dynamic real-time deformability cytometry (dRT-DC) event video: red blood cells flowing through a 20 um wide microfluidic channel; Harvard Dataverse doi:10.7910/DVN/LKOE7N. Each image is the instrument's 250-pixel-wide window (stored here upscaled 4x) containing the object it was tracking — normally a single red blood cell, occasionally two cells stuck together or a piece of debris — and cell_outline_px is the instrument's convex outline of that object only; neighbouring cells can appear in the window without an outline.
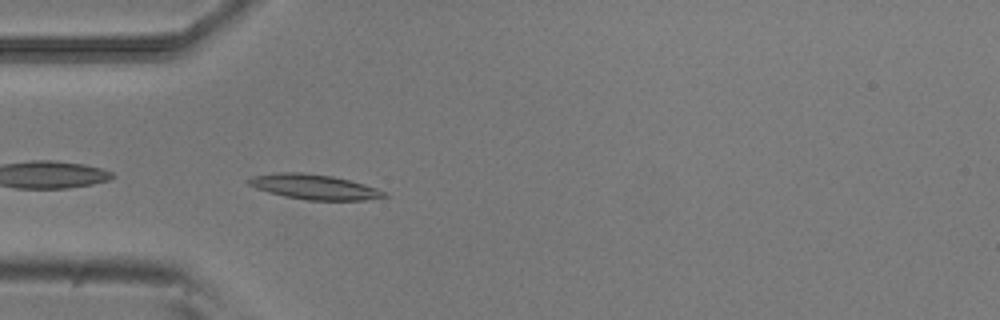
{"species": "common noctule bat (a hibernating species)", "species_latin": "Nyctalus noctula", "temperature_condition": "room temperature", "stored_images_in_passage": 35, "camera_frame_rate_fps": 3000, "um_per_image_px": 0.085, "animal": {"sex": "male", "body_mass_g": 20.5, "forearm_length_mm": 52.5}, "frame": {"image": 1, "passage_image": 2, "time_ms": 0.333, "image_size_px": [1000, 320], "cell_outline_px": [[388, 196], [364, 200], [304, 200], [284, 196], [268, 192], [256, 188], [248, 184], [244, 180], [252, 176], [280, 172], [300, 172], [332, 176], [364, 184], [376, 188], [384, 192]], "centroid_in_image_um": [26.65, 15.88], "position_along_channel_um": 58.4, "area_um2": 19.65}}
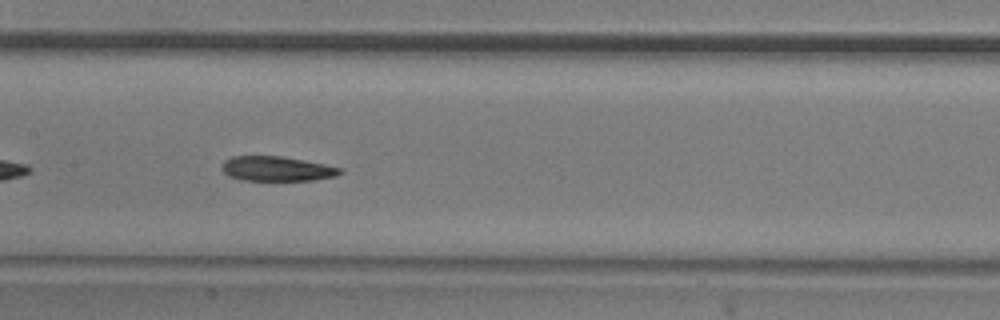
{"frame": {"image": 2, "passage_image": 12, "time_ms": 3.667, "image_size_px": [1000, 320], "cell_outline_px": [[344, 172], [336, 176], [312, 180], [240, 180], [228, 176], [220, 168], [224, 160], [232, 156], [280, 156], [304, 160], [344, 168]], "centroid_in_image_um": [23.53, 14.34], "position_along_channel_um": 183.9, "area_um2": 17.17}}
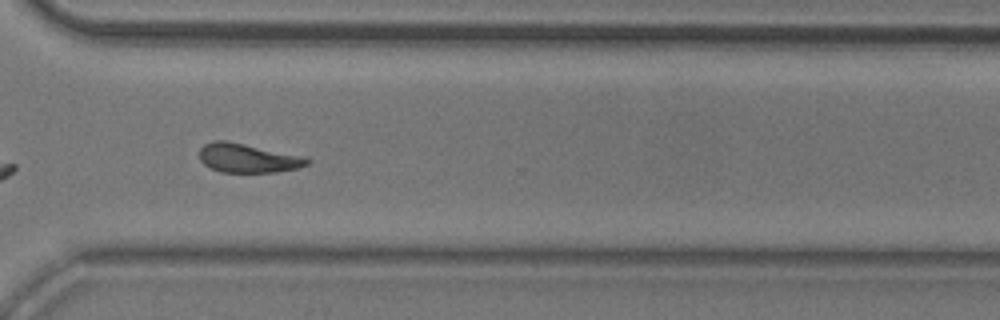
{"frame": {"image": 3, "passage_image": 25, "time_ms": 8.0, "image_size_px": [1000, 320], "cell_outline_px": [[312, 160], [308, 164], [296, 168], [276, 172], [220, 172], [204, 164], [200, 160], [200, 148], [204, 144], [212, 140], [224, 140], [304, 156]], "centroid_in_image_um": [21.05, 13.43], "position_along_channel_um": 349.5, "area_um2": 18.09}, "authors_computed_cell_mechanics": {"area_um2": 18.0914, "velocity_mm_per_s": 3.8334, "shape_relaxation_time_tau1_ms": 6.7065, "shape_relaxation_time_tau2_ms": 5.9131, "deformation_change_tau1": 0.1783, "deformation_change_tau2": 0.1497}}